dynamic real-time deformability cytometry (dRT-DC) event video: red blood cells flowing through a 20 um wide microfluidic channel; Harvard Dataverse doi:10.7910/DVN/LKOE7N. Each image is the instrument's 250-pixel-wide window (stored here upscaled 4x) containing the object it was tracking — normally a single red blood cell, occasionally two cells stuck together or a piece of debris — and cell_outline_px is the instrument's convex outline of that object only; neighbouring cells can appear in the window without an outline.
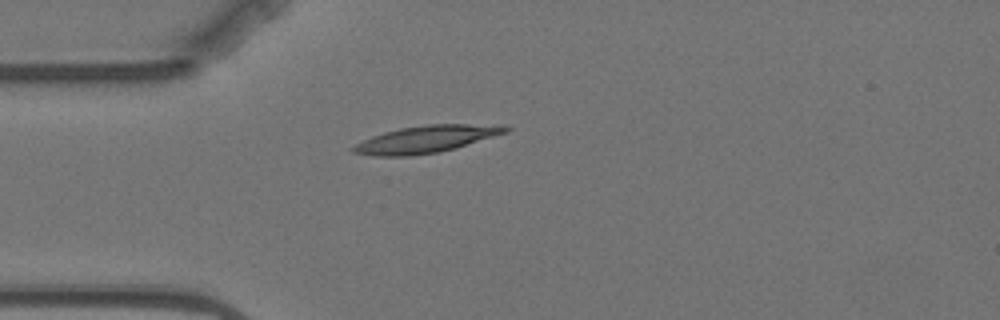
{"species": "Egyptian fruit bat (a non-hibernating species)", "species_latin": "Rousettus aegyptiacus", "temperature_condition": "warm", "stored_images_in_passage": 1, "camera_frame_rate_fps": 3000, "um_per_image_px": 0.085, "animal": {"sex": "female"}, "frame": {"image": 1, "passage_image": 1, "time_ms": 0.0, "image_size_px": [1000, 320], "cell_outline_px": [[512, 128], [508, 132], [456, 148], [440, 152], [408, 156], [372, 156], [352, 152], [348, 148], [372, 136], [384, 132], [400, 128], [428, 124], [504, 124]], "centroid_in_image_um": [36.26, 11.82], "position_along_channel_um": 48.7, "area_um2": 24.33}}